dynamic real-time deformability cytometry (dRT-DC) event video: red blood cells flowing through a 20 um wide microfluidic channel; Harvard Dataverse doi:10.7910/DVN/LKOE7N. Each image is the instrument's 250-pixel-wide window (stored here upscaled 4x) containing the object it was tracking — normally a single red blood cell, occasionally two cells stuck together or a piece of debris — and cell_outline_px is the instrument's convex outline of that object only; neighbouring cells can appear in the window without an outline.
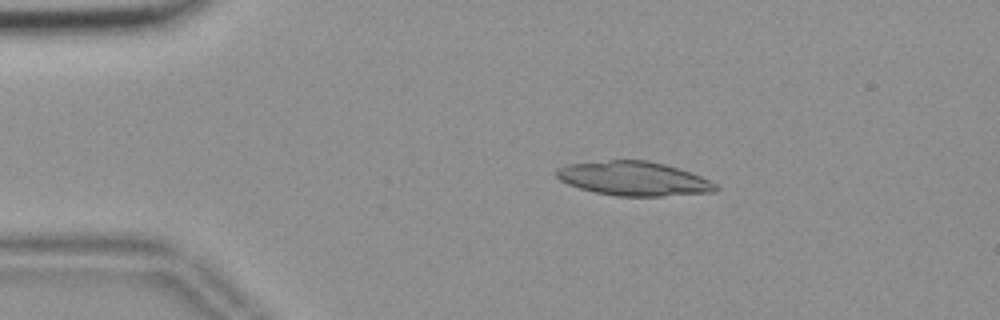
{"species": "common noctule bat (a hibernating species)", "species_latin": "Nyctalus noctula", "temperature_condition": "room temperature", "stored_images_in_passage": 52, "camera_frame_rate_fps": 3000, "um_per_image_px": 0.085, "animal": {"sex": "female", "body_mass_g": 18.4}, "frame": {"image": 1, "passage_image": 8, "time_ms": 2.333, "image_size_px": [1000, 320], "cell_outline_px": [[720, 188], [716, 192], [660, 196], [616, 196], [596, 192], [580, 188], [568, 184], [560, 180], [556, 176], [556, 168], [568, 164], [608, 160], [648, 160], [680, 168], [700, 176], [716, 184]], "centroid_in_image_um": [53.88, 15.18], "position_along_channel_um": 31.1, "area_um2": 31.67}}